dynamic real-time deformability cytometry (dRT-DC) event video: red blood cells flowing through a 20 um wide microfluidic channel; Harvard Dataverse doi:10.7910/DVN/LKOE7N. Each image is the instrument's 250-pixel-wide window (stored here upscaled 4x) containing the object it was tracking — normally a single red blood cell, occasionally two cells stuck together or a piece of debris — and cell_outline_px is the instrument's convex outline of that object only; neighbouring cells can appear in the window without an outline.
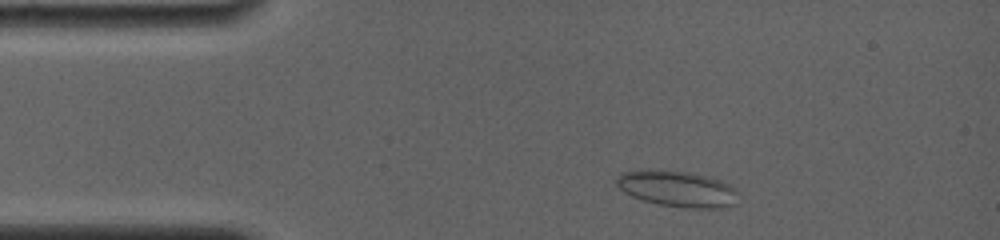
{"species": "common noctule bat (a hibernating species)", "species_latin": "Nyctalus noctula", "temperature_condition": "room temperature", "stored_images_in_passage": 27, "camera_frame_rate_fps": 4000, "um_per_image_px": 0.085, "animal": {"sex": "female", "body_mass_g": 19.0, "forearm_length_mm": 56.7}, "frame": {"image": 1, "passage_image": 2, "time_ms": 0.5, "image_size_px": [1000, 240], "cell_outline_px": [[740, 192], [736, 204], [724, 208], [692, 208], [660, 204], [644, 200], [632, 196], [624, 192], [616, 184], [616, 176], [620, 172], [640, 168], [692, 172], [708, 176], [720, 180], [736, 188]], "centroid_in_image_um": [57.59, 16.02], "position_along_channel_um": 27.4, "area_um2": 26.13}}
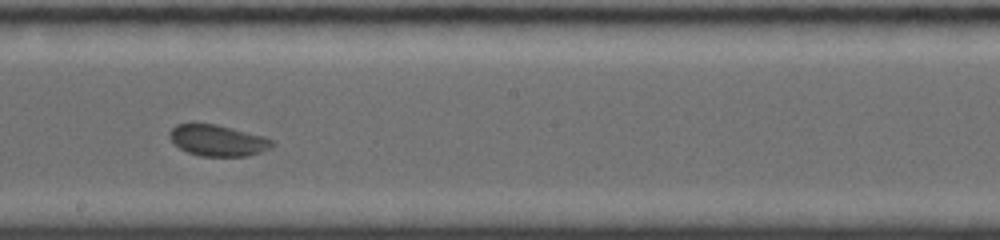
{"frame": {"image": 2, "passage_image": 15, "time_ms": 7.0, "image_size_px": [1000, 240], "cell_outline_px": [[276, 144], [260, 152], [248, 156], [200, 156], [188, 152], [180, 148], [168, 136], [168, 132], [176, 124], [192, 120], [216, 124], [264, 136], [272, 140]], "centroid_in_image_um": [18.45, 11.89], "position_along_channel_um": 229.8, "area_um2": 19.07}}
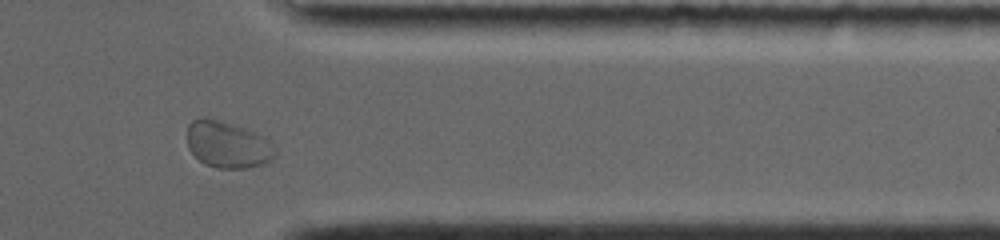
{"frame": {"image": 3, "passage_image": 24, "time_ms": 11.25, "image_size_px": [1000, 240], "cell_outline_px": [[276, 156], [272, 160], [264, 164], [244, 168], [216, 168], [204, 164], [188, 148], [188, 124], [192, 120], [216, 120], [244, 128], [252, 132], [272, 144], [276, 148]], "centroid_in_image_um": [19.36, 12.35], "position_along_channel_um": 392.0, "area_um2": 23.24}, "authors_computed_cell_mechanics": {"area_um2": 19.5942, "velocity_mm_per_s": 3.8307, "shape_relaxation_time_tau1_ms": 5.7678, "shape_relaxation_time_tau2_ms": 2.1708, "deformation_change_tau1": 0.0807, "deformation_change_tau2": 0.0453}}